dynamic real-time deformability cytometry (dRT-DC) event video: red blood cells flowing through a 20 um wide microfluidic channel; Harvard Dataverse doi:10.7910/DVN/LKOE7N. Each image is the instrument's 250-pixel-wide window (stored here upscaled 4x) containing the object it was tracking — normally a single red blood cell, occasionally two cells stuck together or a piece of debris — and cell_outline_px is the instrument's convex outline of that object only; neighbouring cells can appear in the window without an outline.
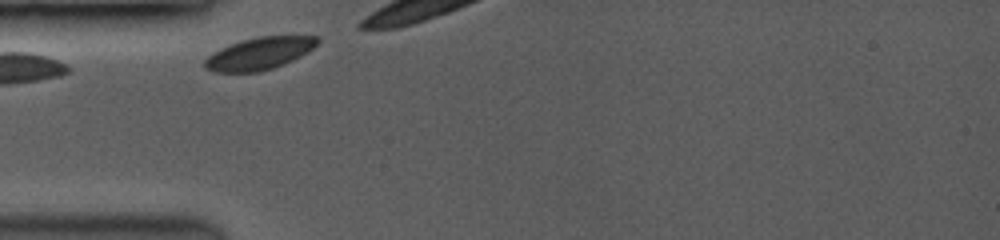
{"species": "common noctule bat (a hibernating species)", "species_latin": "Nyctalus noctula", "temperature_condition": "room temperature", "stored_images_in_passage": 3, "camera_frame_rate_fps": 3500, "um_per_image_px": 0.085, "animal": {"sex": "female", "body_mass_g": 19.0, "forearm_length_mm": 53.3}, "frame": {"image": 1, "passage_image": 1, "time_ms": 0.0, "image_size_px": [1000, 240], "cell_outline_px": [[320, 40], [308, 52], [284, 64], [260, 72], [212, 72], [204, 68], [204, 60], [212, 52], [220, 48], [240, 40], [260, 36], [320, 36]], "centroid_in_image_um": [22.01, 4.55], "position_along_channel_um": 63.0, "area_um2": 21.27}}